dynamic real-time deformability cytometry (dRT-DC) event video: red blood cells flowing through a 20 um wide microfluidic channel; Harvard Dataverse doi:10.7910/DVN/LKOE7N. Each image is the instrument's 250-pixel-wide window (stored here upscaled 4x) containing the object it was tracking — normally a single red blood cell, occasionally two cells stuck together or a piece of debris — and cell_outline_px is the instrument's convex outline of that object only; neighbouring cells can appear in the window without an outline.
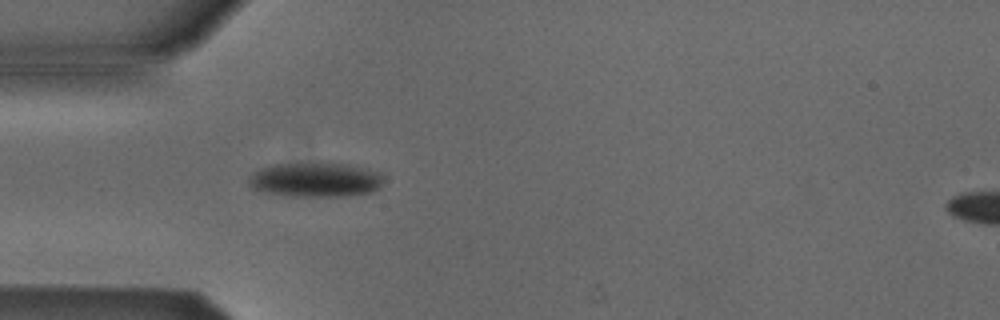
{"species": "Egyptian fruit bat (a non-hibernating species)", "species_latin": "Rousettus aegyptiacus", "temperature_condition": "cold", "stored_images_in_passage": 5, "camera_frame_rate_fps": 3000, "um_per_image_px": 0.085, "animal": {"sex": "male"}, "frame": {"image": 1, "passage_image": 5, "time_ms": 5.0, "image_size_px": [1000, 320], "cell_outline_px": [[384, 180], [380, 188], [372, 192], [344, 196], [292, 196], [264, 192], [252, 188], [248, 184], [248, 176], [260, 168], [272, 164], [340, 164], [380, 172]], "centroid_in_image_um": [26.78, 15.3], "position_along_channel_um": 58.2, "area_um2": 26.76}}